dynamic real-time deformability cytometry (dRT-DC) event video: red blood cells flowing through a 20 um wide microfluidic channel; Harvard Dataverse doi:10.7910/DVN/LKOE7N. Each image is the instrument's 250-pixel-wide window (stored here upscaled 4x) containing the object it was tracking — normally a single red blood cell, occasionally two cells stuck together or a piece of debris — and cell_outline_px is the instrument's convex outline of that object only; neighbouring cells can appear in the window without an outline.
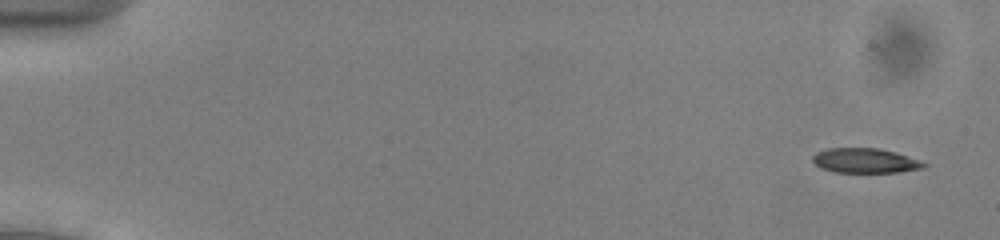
{"species": "common noctule bat (a hibernating species)", "species_latin": "Nyctalus noctula", "temperature_condition": "cold", "stored_images_in_passage": 53, "camera_frame_rate_fps": 3000, "um_per_image_px": 0.085, "animal": {"sex": "male", "body_mass_g": 13.0, "forearm_length_mm": 53.1}, "frame": {"image": 1, "passage_image": 3, "time_ms": 0.667, "image_size_px": [1000, 240], "cell_outline_px": [[928, 164], [924, 168], [900, 172], [836, 172], [820, 168], [812, 160], [812, 156], [816, 152], [828, 148], [880, 148], [896, 152], [920, 160]], "centroid_in_image_um": [73.55, 13.65], "position_along_channel_um": 11.4, "area_um2": 16.13}}
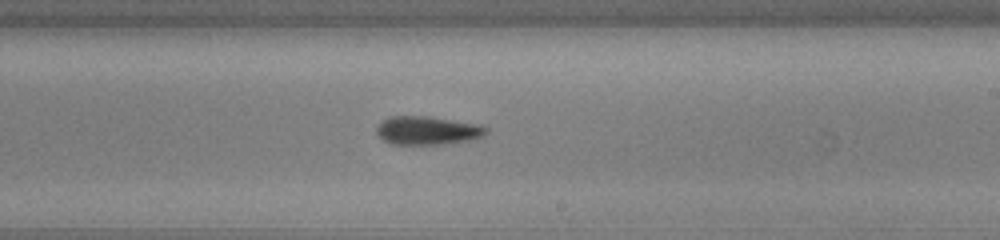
{"frame": {"image": 2, "passage_image": 33, "time_ms": 10.667, "image_size_px": [1000, 240], "cell_outline_px": [[488, 132], [484, 136], [472, 140], [452, 144], [392, 144], [384, 140], [376, 132], [376, 128], [388, 116], [428, 116], [480, 124], [488, 128]], "centroid_in_image_um": [36.4, 11.09], "position_along_channel_um": 252.6, "area_um2": 18.38}}
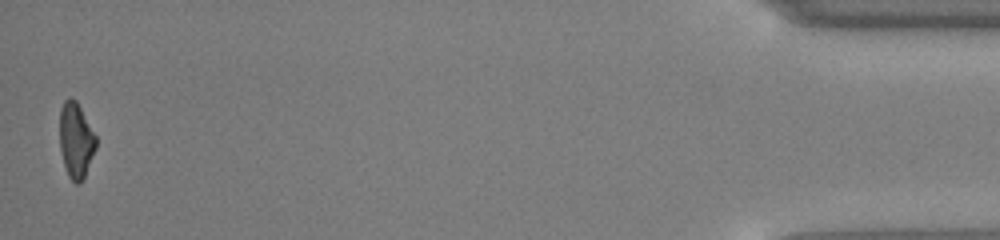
{"frame": {"image": 3, "passage_image": 53, "time_ms": 17.333, "image_size_px": [1000, 240], "cell_outline_px": [[96, 148], [84, 180], [80, 184], [76, 184], [68, 176], [64, 164], [60, 148], [60, 108], [64, 100], [68, 96], [72, 96], [76, 100], [96, 136]], "centroid_in_image_um": [6.45, 11.93], "position_along_channel_um": 428.7, "area_um2": 16.13}, "authors_computed_cell_mechanics": {"area_um2": 17.5712, "velocity_mm_per_s": 3.9377, "shape_relaxation_time_tau1_ms": 4.4798, "shape_relaxation_time_tau2_ms": 7.4085, "deformation_change_tau1": 0.1288, "deformation_change_tau2": 0.1858}}